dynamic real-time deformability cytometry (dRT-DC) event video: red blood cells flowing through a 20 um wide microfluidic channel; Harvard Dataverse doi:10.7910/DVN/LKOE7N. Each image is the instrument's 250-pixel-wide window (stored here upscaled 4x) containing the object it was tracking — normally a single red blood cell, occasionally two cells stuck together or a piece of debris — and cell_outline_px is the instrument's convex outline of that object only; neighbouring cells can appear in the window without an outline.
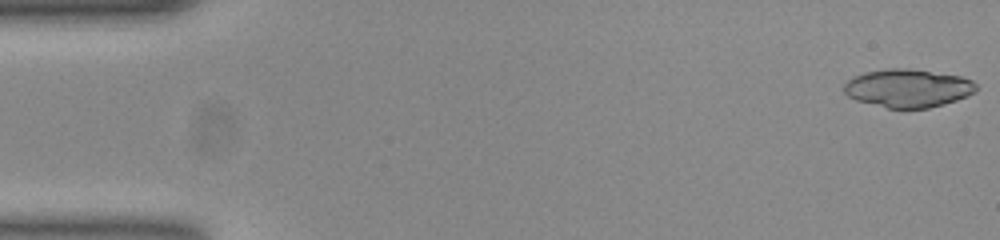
{"species": "common noctule bat (a hibernating species)", "species_latin": "Nyctalus noctula", "temperature_condition": "room temperature", "stored_images_in_passage": 52, "camera_frame_rate_fps": 3000, "um_per_image_px": 0.085, "animal": {"sex": "female", "body_mass_g": 23.0, "forearm_length_mm": 53.4}, "frame": {"image": 1, "passage_image": 1, "time_ms": 0.0, "image_size_px": [1000, 240], "cell_outline_px": [[976, 92], [968, 96], [944, 104], [928, 108], [888, 108], [856, 100], [848, 96], [844, 92], [844, 84], [852, 76], [864, 72], [888, 68], [908, 68], [960, 76], [972, 80], [976, 84]], "centroid_in_image_um": [77.17, 7.49], "position_along_channel_um": 7.8, "area_um2": 29.48}}
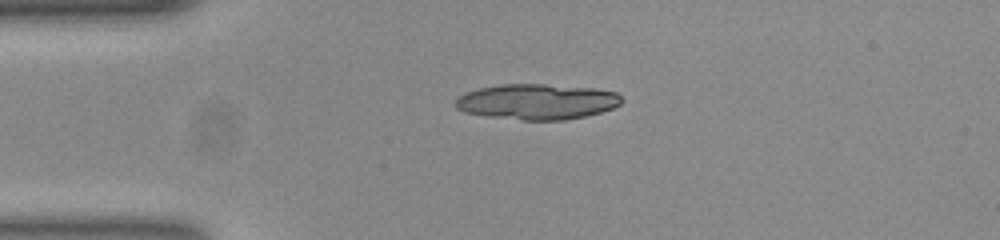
{"frame": {"image": 2, "passage_image": 12, "time_ms": 3.667, "image_size_px": [1000, 240], "cell_outline_px": [[624, 100], [620, 104], [612, 108], [600, 112], [584, 116], [564, 120], [524, 120], [492, 116], [464, 112], [456, 108], [456, 100], [460, 96], [468, 92], [480, 88], [504, 84], [544, 84], [596, 88], [616, 92]], "centroid_in_image_um": [45.7, 8.63], "position_along_channel_um": 39.3, "area_um2": 34.1}}
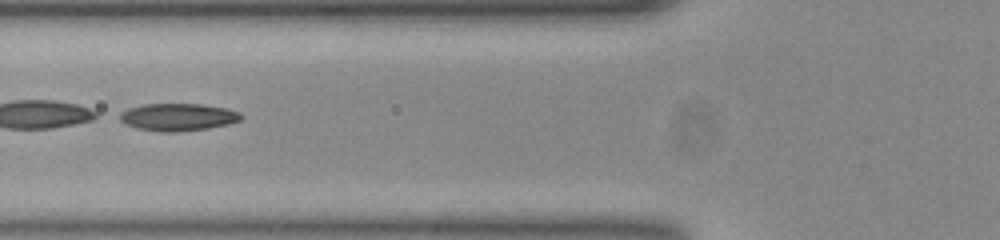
{"frame": {"image": 3, "passage_image": 20, "time_ms": 6.333, "image_size_px": [1000, 240], "cell_outline_px": [[244, 116], [240, 120], [228, 124], [208, 128], [176, 132], [164, 132], [136, 128], [120, 120], [120, 112], [128, 108], [144, 104], [204, 104], [224, 108], [240, 112]], "centroid_in_image_um": [15.14, 9.94], "position_along_channel_um": 110.7, "area_um2": 19.31}}